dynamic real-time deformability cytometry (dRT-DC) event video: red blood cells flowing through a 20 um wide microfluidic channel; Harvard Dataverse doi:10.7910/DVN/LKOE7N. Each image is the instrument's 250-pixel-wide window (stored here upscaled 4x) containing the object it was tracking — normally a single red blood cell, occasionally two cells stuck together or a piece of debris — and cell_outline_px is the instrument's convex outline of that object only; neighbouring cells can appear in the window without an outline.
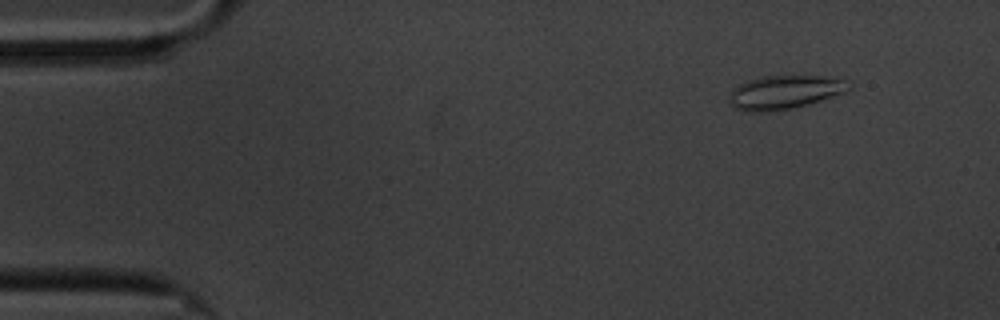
{"species": "common noctule bat (a hibernating species)", "species_latin": "Nyctalus noctula", "temperature_condition": "cold", "stored_images_in_passage": 59, "camera_frame_rate_fps": 3000, "um_per_image_px": 0.085, "animal": {"sex": "male", "body_mass_g": 20.1, "forearm_length_mm": 53.5}, "frame": {"image": 1, "passage_image": 6, "time_ms": 1.667, "image_size_px": [1000, 320], "cell_outline_px": [[852, 88], [844, 92], [824, 100], [808, 104], [788, 108], [764, 112], [752, 112], [736, 108], [728, 100], [732, 92], [740, 84], [760, 76], [820, 76], [840, 80], [852, 84]], "centroid_in_image_um": [66.71, 7.84], "position_along_channel_um": 18.3, "area_um2": 22.95}}
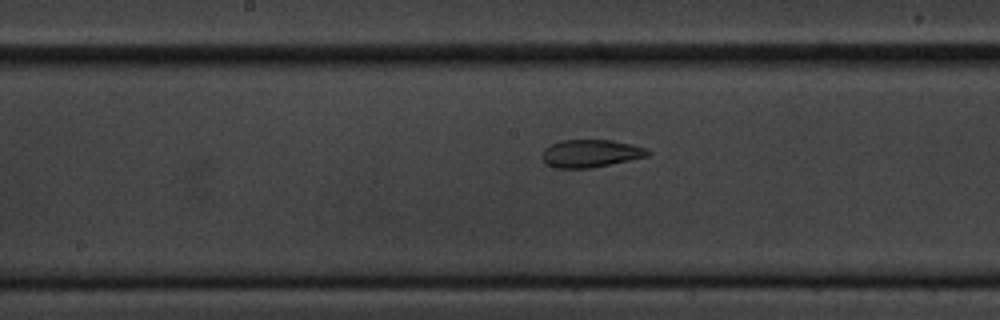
{"frame": {"image": 2, "passage_image": 30, "time_ms": 9.667, "image_size_px": [1000, 320], "cell_outline_px": [[652, 152], [648, 156], [592, 168], [556, 168], [544, 164], [544, 148], [560, 140], [612, 140], [632, 144], [648, 148]], "centroid_in_image_um": [50.24, 13.04], "position_along_channel_um": 198.0, "area_um2": 17.11}}
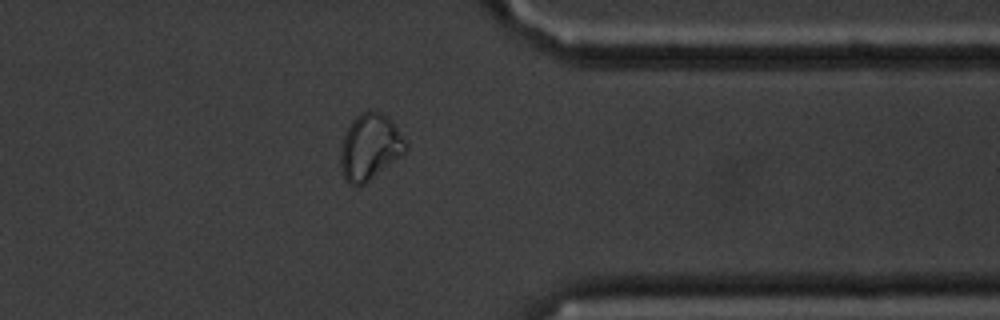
{"frame": {"image": 3, "passage_image": 47, "time_ms": 15.333, "image_size_px": [1000, 320], "cell_outline_px": [[408, 148], [400, 156], [364, 184], [348, 184], [344, 180], [340, 168], [340, 148], [344, 136], [352, 120], [360, 112], [368, 108], [380, 112], [388, 116], [392, 120], [408, 144]], "centroid_in_image_um": [31.43, 12.45], "position_along_channel_um": 380.0, "area_um2": 25.2}, "authors_computed_cell_mechanics": {"area_um2": 20.9814, "velocity_mm_per_s": 3.3613, "shape_relaxation_time_tau1_ms": null, "shape_relaxation_time_tau2_ms": 2.0313, "deformation_change_tau1": null, "deformation_change_tau2": 0.0806}}